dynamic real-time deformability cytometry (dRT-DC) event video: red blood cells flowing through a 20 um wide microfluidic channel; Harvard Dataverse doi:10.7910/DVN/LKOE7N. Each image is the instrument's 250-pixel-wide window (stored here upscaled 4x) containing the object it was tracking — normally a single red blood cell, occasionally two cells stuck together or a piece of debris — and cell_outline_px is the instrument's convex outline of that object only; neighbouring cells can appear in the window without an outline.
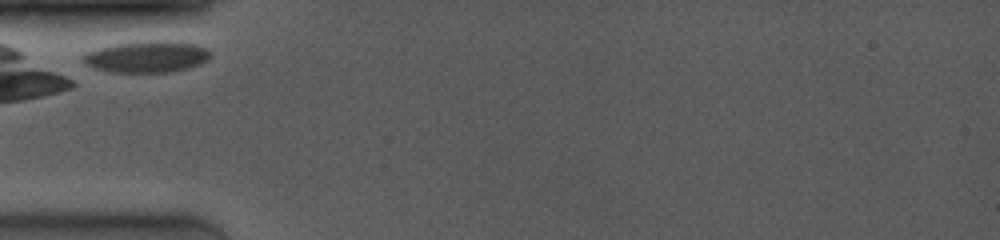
{"species": "common noctule bat (a hibernating species)", "species_latin": "Nyctalus noctula", "temperature_condition": "room temperature", "stored_images_in_passage": 6, "camera_frame_rate_fps": 4000, "um_per_image_px": 0.085, "animal": {"sex": "female", "body_mass_g": 19.0, "forearm_length_mm": 53.3}, "frame": {"image": 1, "passage_image": 1, "time_ms": 0.0, "image_size_px": [1000, 240], "cell_outline_px": [[212, 56], [208, 60], [200, 64], [188, 68], [172, 72], [112, 72], [96, 68], [88, 64], [80, 56], [84, 52], [96, 48], [116, 44], [152, 40], [172, 40], [196, 44], [208, 48], [212, 52]], "centroid_in_image_um": [12.54, 4.8], "position_along_channel_um": 72.5, "area_um2": 23.7}}
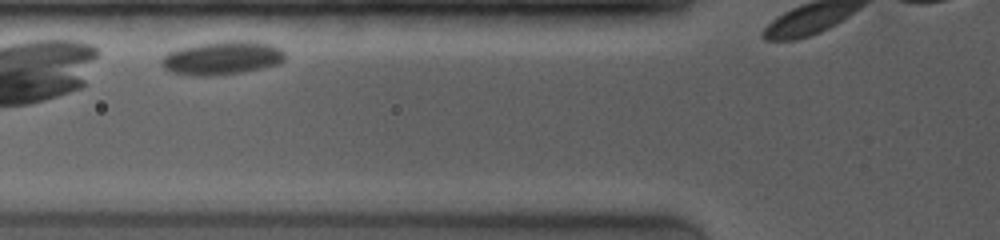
{"frame": {"image": 2, "passage_image": 3, "time_ms": 1.0, "image_size_px": [1000, 240], "cell_outline_px": [[288, 56], [284, 60], [276, 64], [260, 68], [240, 72], [212, 76], [192, 76], [168, 72], [160, 64], [160, 60], [168, 52], [176, 48], [196, 44], [224, 40], [248, 40], [272, 44], [280, 48]], "centroid_in_image_um": [18.84, 4.91], "position_along_channel_um": 107.0, "area_um2": 24.57}}